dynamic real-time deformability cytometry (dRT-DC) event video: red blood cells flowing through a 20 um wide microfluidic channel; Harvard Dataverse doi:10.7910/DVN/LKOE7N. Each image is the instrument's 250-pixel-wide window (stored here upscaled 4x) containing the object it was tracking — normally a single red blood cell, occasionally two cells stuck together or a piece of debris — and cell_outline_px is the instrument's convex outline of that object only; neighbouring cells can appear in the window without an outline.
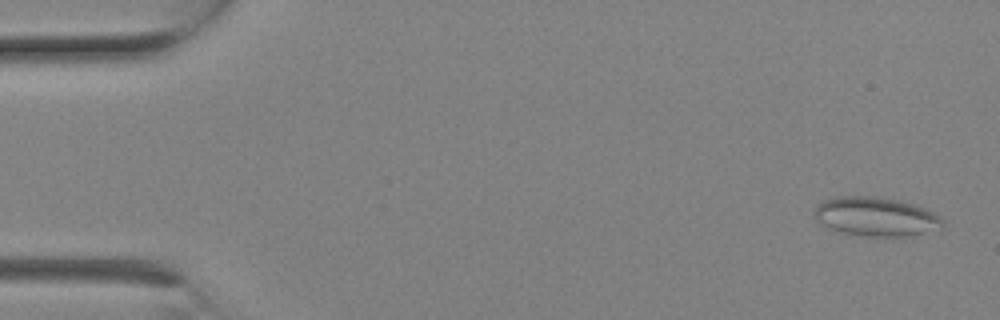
{"species": "Egyptian fruit bat (a non-hibernating species)", "species_latin": "Rousettus aegyptiacus", "temperature_condition": "room temperature", "stored_images_in_passage": 9, "camera_frame_rate_fps": 3000, "um_per_image_px": 0.085, "animal": {"sex": "female"}, "frame": {"image": 1, "passage_image": 1, "time_ms": 0.0, "image_size_px": [1000, 320], "cell_outline_px": [[944, 228], [940, 232], [908, 236], [872, 236], [840, 232], [828, 228], [820, 224], [816, 220], [812, 212], [824, 200], [836, 196], [876, 196], [900, 200], [924, 208], [940, 216], [944, 220]], "centroid_in_image_um": [74.51, 18.43], "position_along_channel_um": 10.5, "area_um2": 29.71}}
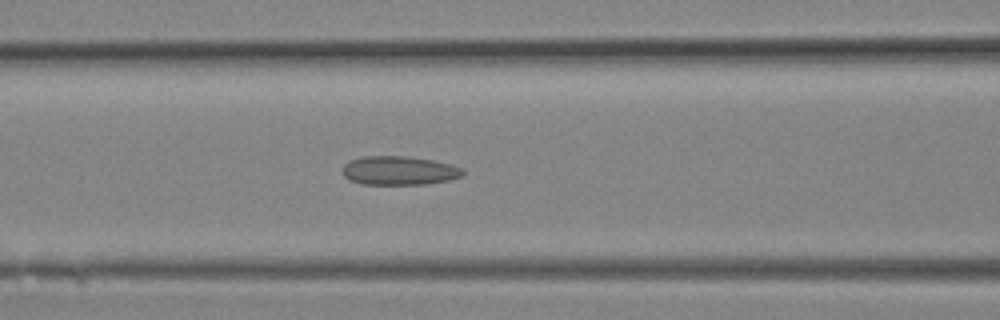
{"frame": {"image": 2, "passage_image": 9, "time_ms": 2.667, "image_size_px": [1000, 320], "cell_outline_px": [[464, 176], [448, 180], [424, 184], [364, 184], [348, 180], [344, 176], [340, 168], [348, 160], [364, 156], [408, 156], [432, 160], [452, 164], [464, 168]], "centroid_in_image_um": [33.91, 14.49], "position_along_channel_um": 132.7, "area_um2": 20.52}}